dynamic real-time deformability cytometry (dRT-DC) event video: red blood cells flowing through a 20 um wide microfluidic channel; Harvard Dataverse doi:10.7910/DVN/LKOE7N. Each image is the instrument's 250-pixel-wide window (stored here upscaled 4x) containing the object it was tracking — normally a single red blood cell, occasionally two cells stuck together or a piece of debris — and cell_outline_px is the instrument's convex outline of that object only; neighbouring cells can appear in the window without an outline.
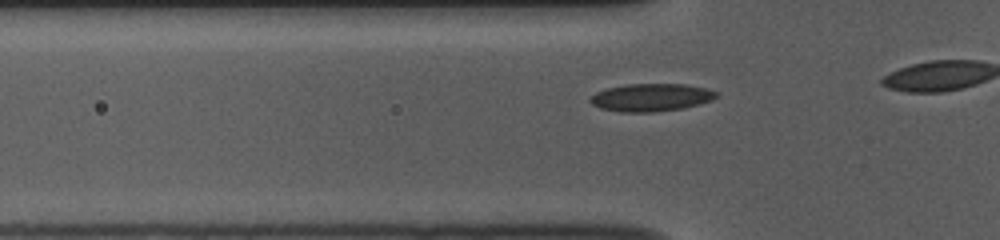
{"species": "common noctule bat (a hibernating species)", "species_latin": "Nyctalus noctula", "temperature_condition": "room temperature", "stored_images_in_passage": 8, "camera_frame_rate_fps": 3000, "um_per_image_px": 0.085, "animal": {"sex": "female", "body_mass_g": 10.0, "forearm_length_mm": 53.1}, "frame": {"image": 1, "passage_image": 3, "time_ms": 0.667, "image_size_px": [1000, 240], "cell_outline_px": [[720, 92], [712, 100], [700, 104], [684, 108], [652, 112], [620, 112], [600, 108], [592, 104], [588, 100], [596, 92], [608, 88], [624, 84], [684, 84], [708, 88]], "centroid_in_image_um": [55.37, 8.28], "position_along_channel_um": 70.4, "area_um2": 20.52}}
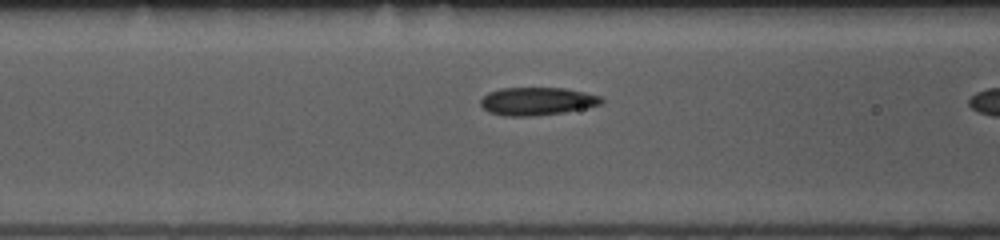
{"frame": {"image": 2, "passage_image": 7, "time_ms": 2.0, "image_size_px": [1000, 240], "cell_outline_px": [[604, 104], [564, 112], [532, 116], [504, 116], [488, 112], [480, 104], [480, 100], [488, 92], [500, 88], [564, 88], [584, 92], [600, 96], [604, 100]], "centroid_in_image_um": [45.64, 8.6], "position_along_channel_um": 121.0, "area_um2": 19.71}}